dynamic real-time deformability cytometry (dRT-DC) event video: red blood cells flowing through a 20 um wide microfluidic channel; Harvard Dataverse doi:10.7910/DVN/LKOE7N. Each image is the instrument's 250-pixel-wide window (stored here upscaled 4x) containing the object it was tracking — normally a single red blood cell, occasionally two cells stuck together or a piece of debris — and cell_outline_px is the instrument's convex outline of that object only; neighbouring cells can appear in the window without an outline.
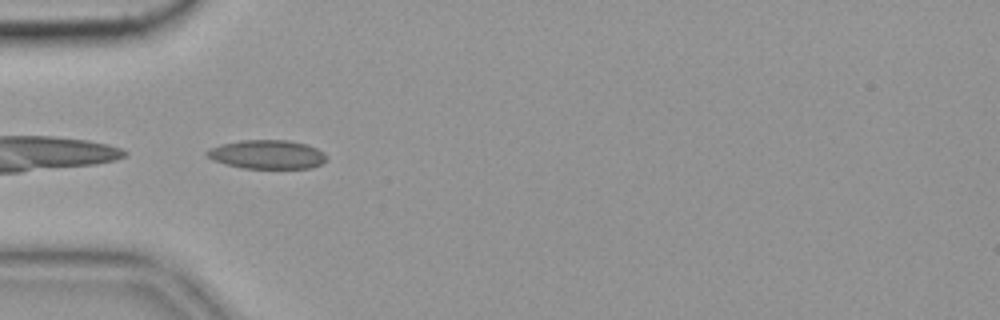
{"species": "common noctule bat (a hibernating species)", "species_latin": "Nyctalus noctula", "temperature_condition": "cold", "stored_images_in_passage": 40, "camera_frame_rate_fps": 3000, "um_per_image_px": 0.085, "animal": {"sex": "female", "body_mass_g": 19.9}, "frame": {"image": 1, "passage_image": 1, "time_ms": 0.0, "image_size_px": [1000, 320], "cell_outline_px": [[324, 160], [320, 164], [308, 168], [244, 168], [228, 164], [216, 160], [208, 156], [204, 152], [208, 148], [220, 144], [244, 140], [288, 140], [304, 144], [316, 148], [324, 152]], "centroid_in_image_um": [22.68, 13.11], "position_along_channel_um": 62.3, "area_um2": 19.71}, "authors_computed_cell_mechanics": {"area_um2": 18.496, "velocity_mm_per_s": 3.587, "shape_relaxation_time_tau1_ms": null, "shape_relaxation_time_tau2_ms": 2.3879, "deformation_change_tau1": null, "deformation_change_tau2": 0.0884}}